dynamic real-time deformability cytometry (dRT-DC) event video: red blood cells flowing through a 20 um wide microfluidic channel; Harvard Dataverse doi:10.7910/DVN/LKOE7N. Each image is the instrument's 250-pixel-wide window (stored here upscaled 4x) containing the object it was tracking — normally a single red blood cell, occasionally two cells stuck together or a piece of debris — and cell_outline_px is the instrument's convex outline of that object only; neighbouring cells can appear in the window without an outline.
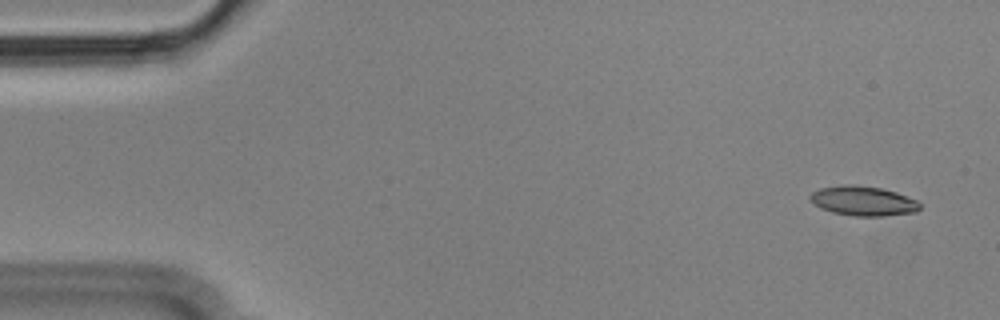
{"species": "Egyptian fruit bat (a non-hibernating species)", "species_latin": "Rousettus aegyptiacus", "temperature_condition": "cold", "stored_images_in_passage": 55, "segment_of_instrument_passage": [1, 2], "camera_frame_rate_fps": 3000, "um_per_image_px": 0.085, "animal": {"sex": "male"}, "frame": {"image": 1, "passage_image": 3, "time_ms": 0.667, "image_size_px": [1000, 320], "cell_outline_px": [[920, 208], [916, 212], [884, 216], [856, 216], [832, 212], [820, 208], [808, 196], [812, 192], [820, 188], [844, 184], [856, 184], [880, 188], [896, 192], [920, 200]], "centroid_in_image_um": [73.41, 17.07], "position_along_channel_um": 11.6, "area_um2": 19.07}}
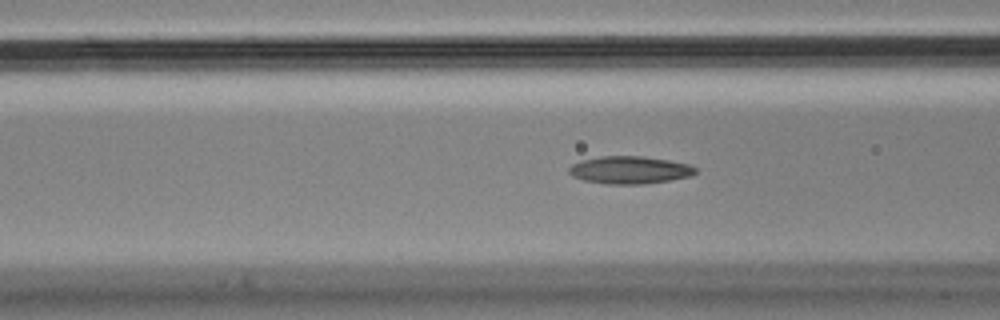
{"frame": {"image": 2, "passage_image": 21, "time_ms": 6.667, "image_size_px": [1000, 320], "cell_outline_px": [[696, 172], [692, 176], [644, 184], [608, 184], [584, 180], [572, 176], [568, 172], [568, 168], [572, 164], [584, 160], [600, 156], [640, 156], [668, 160], [688, 164], [696, 168]], "centroid_in_image_um": [53.51, 14.45], "position_along_channel_um": 113.1, "area_um2": 20.17}}
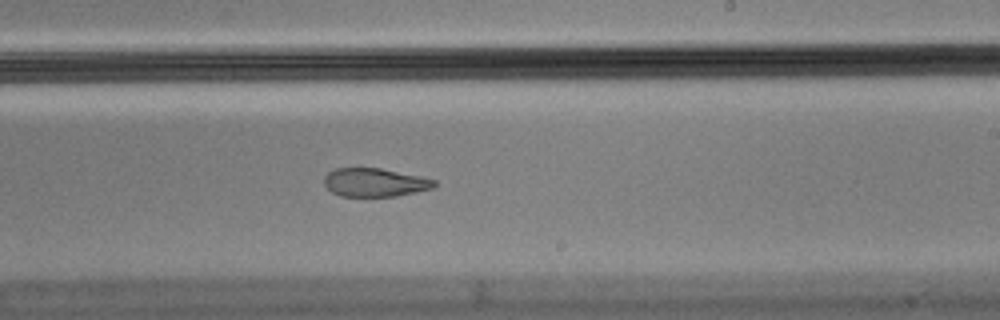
{"frame": {"image": 3, "passage_image": 33, "time_ms": 10.667, "image_size_px": [1000, 320], "cell_outline_px": [[436, 184], [432, 188], [416, 192], [396, 196], [340, 196], [332, 192], [324, 184], [324, 176], [328, 172], [336, 168], [380, 168], [420, 176], [436, 180]], "centroid_in_image_um": [31.84, 15.5], "position_along_channel_um": 257.2, "area_um2": 18.21}}